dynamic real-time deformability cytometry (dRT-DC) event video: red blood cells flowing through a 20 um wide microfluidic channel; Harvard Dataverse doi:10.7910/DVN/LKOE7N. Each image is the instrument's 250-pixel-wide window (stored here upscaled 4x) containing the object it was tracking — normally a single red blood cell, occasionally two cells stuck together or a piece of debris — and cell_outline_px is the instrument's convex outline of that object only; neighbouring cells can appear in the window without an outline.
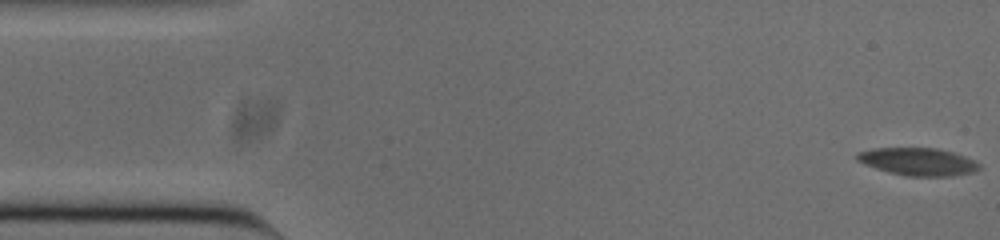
{"species": "common noctule bat (a hibernating species)", "species_latin": "Nyctalus noctula", "temperature_condition": "cold", "stored_images_in_passage": 56, "camera_frame_rate_fps": 3000, "um_per_image_px": 0.085, "animal": {"sex": "male", "body_mass_g": 20.0, "forearm_length_mm": 53.3}, "frame": {"image": 1, "passage_image": 1, "time_ms": 0.0, "image_size_px": [1000, 240], "cell_outline_px": [[980, 168], [972, 172], [952, 176], [904, 176], [888, 172], [864, 164], [856, 160], [856, 156], [860, 152], [876, 148], [936, 148], [952, 152], [964, 156], [980, 164]], "centroid_in_image_um": [78.02, 13.75], "position_along_channel_um": 7.0, "area_um2": 19.48}}
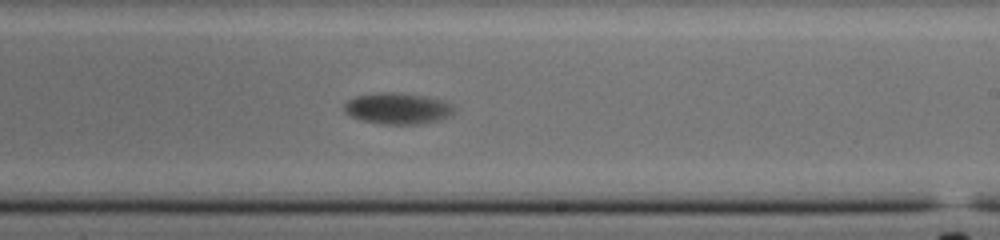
{"frame": {"image": 2, "passage_image": 32, "time_ms": 10.333, "image_size_px": [1000, 240], "cell_outline_px": [[452, 112], [448, 116], [440, 120], [420, 124], [380, 124], [360, 120], [344, 112], [344, 104], [348, 100], [356, 96], [388, 92], [392, 92], [428, 96], [444, 100], [452, 104]], "centroid_in_image_um": [33.79, 9.22], "position_along_channel_um": 255.2, "area_um2": 19.94}}
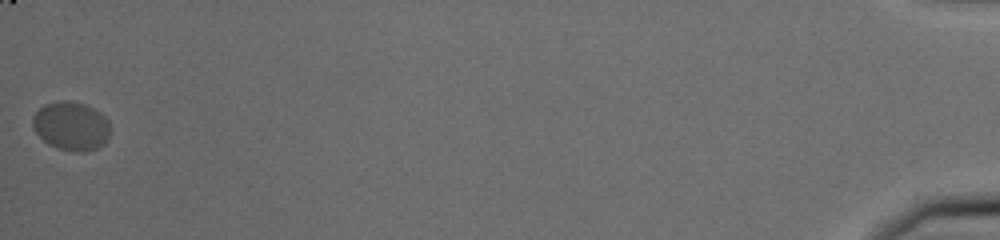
{"frame": {"image": 3, "passage_image": 56, "time_ms": 18.333, "image_size_px": [1000, 240], "cell_outline_px": [[112, 132], [104, 144], [96, 148], [84, 152], [72, 152], [48, 144], [32, 128], [32, 116], [44, 104], [84, 104], [100, 112], [108, 120]], "centroid_in_image_um": [6.09, 10.77], "position_along_channel_um": 429.1, "area_um2": 21.56}, "authors_computed_cell_mechanics": {"area_um2": 19.5653, "velocity_mm_per_s": 3.5766, "shape_relaxation_time_tau1_ms": 5.7481, "shape_relaxation_time_tau2_ms": null, "deformation_change_tau1": 0.1655, "deformation_change_tau2": null}}